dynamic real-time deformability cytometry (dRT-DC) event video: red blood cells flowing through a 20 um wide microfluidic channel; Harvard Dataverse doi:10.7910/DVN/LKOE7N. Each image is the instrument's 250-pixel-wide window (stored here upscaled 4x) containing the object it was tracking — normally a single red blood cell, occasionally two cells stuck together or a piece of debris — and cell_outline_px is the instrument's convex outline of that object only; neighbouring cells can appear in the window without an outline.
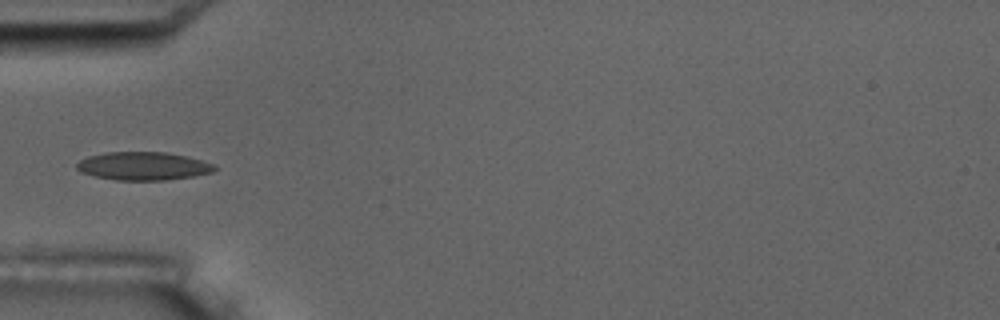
{"species": "common noctule bat (a hibernating species)", "species_latin": "Nyctalus noctula", "temperature_condition": "room temperature", "stored_images_in_passage": 7, "camera_frame_rate_fps": 3000, "um_per_image_px": 0.085, "animal": {"sex": "male", "body_mass_g": 17.5, "forearm_length_mm": 52.3}, "frame": {"image": 1, "passage_image": 5, "time_ms": 5.667, "image_size_px": [1000, 320], "cell_outline_px": [[216, 168], [212, 172], [192, 176], [164, 180], [116, 180], [96, 176], [80, 172], [76, 168], [76, 164], [80, 160], [88, 156], [108, 152], [164, 152], [188, 156], [216, 164]], "centroid_in_image_um": [12.18, 14.11], "position_along_channel_um": 72.8, "area_um2": 22.6}}